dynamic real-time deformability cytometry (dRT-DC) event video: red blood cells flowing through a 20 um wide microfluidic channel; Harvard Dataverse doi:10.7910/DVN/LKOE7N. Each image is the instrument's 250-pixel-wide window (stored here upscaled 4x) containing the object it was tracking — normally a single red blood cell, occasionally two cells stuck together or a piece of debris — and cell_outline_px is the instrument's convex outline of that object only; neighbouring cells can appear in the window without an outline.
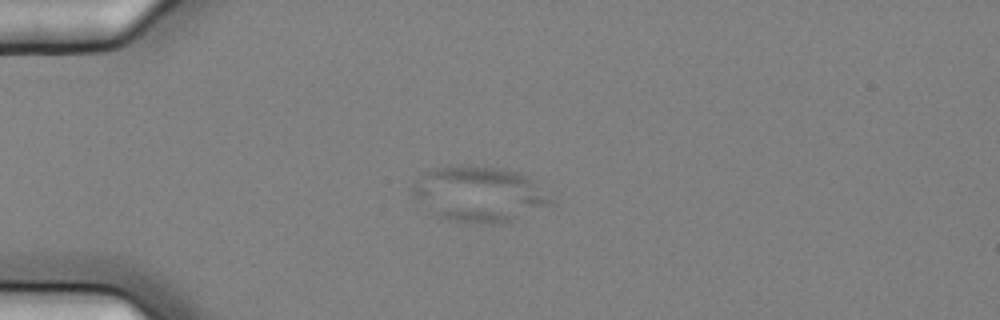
{"species": "common noctule bat (a hibernating species)", "species_latin": "Nyctalus noctula", "temperature_condition": "cold", "stored_images_in_passage": 5, "camera_frame_rate_fps": 3000, "um_per_image_px": 0.085, "animal": {"sex": "female", "body_mass_g": 25.1}, "frame": {"image": 1, "passage_image": 5, "time_ms": 1.333, "image_size_px": [1000, 320], "cell_outline_px": [[556, 204], [512, 220], [496, 224], [480, 224], [448, 220], [436, 216], [412, 196], [412, 188], [420, 176], [428, 168], [500, 168], [516, 172], [528, 176]], "centroid_in_image_um": [40.72, 16.55], "position_along_channel_um": 44.3, "area_um2": 43.87}}